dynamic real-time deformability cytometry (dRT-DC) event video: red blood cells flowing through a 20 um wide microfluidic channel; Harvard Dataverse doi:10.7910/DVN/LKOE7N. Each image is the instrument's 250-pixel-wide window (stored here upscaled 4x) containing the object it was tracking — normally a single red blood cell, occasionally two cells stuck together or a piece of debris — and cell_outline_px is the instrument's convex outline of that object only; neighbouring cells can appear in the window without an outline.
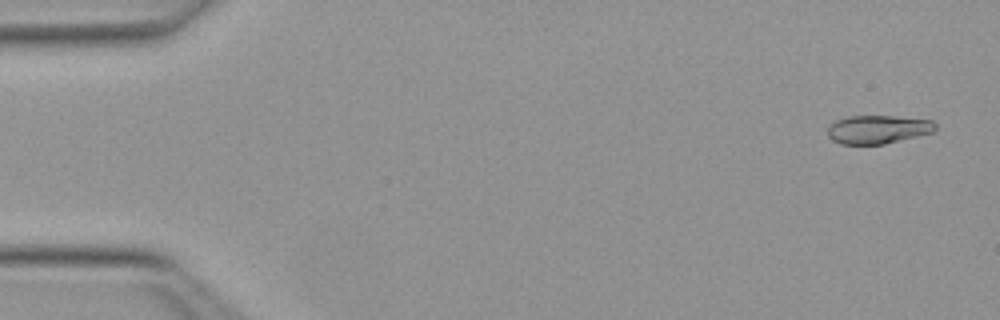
{"species": "Egyptian fruit bat (a non-hibernating species)", "species_latin": "Rousettus aegyptiacus", "temperature_condition": "warm", "stored_images_in_passage": 51, "camera_frame_rate_fps": 3000, "um_per_image_px": 0.085, "animal": {"sex": "female"}, "frame": {"image": 1, "passage_image": 2, "time_ms": 0.333, "image_size_px": [1000, 320], "cell_outline_px": [[936, 128], [932, 132], [884, 144], [840, 144], [832, 140], [828, 136], [828, 128], [836, 120], [848, 116], [892, 116], [932, 120], [936, 124]], "centroid_in_image_um": [74.6, 11.0], "position_along_channel_um": 10.4, "area_um2": 17.69}}
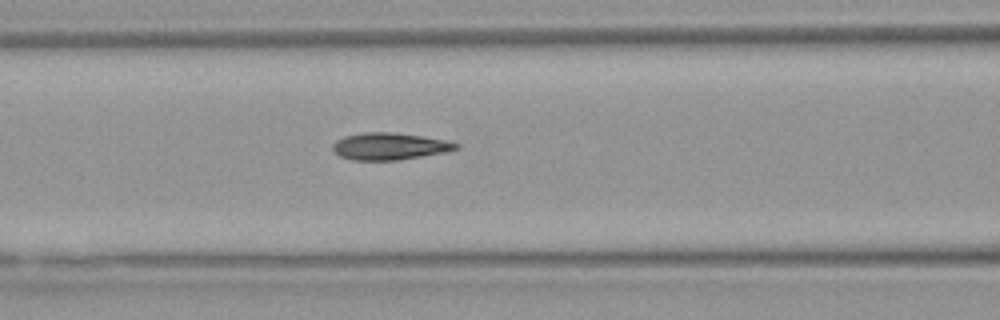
{"frame": {"image": 2, "passage_image": 21, "time_ms": 6.667, "image_size_px": [1000, 320], "cell_outline_px": [[460, 148], [444, 152], [400, 160], [352, 160], [340, 156], [332, 152], [332, 144], [336, 140], [344, 136], [364, 132], [392, 132], [424, 136], [444, 140], [460, 144]], "centroid_in_image_um": [33.08, 12.43], "position_along_channel_um": 133.5, "area_um2": 19.54}}
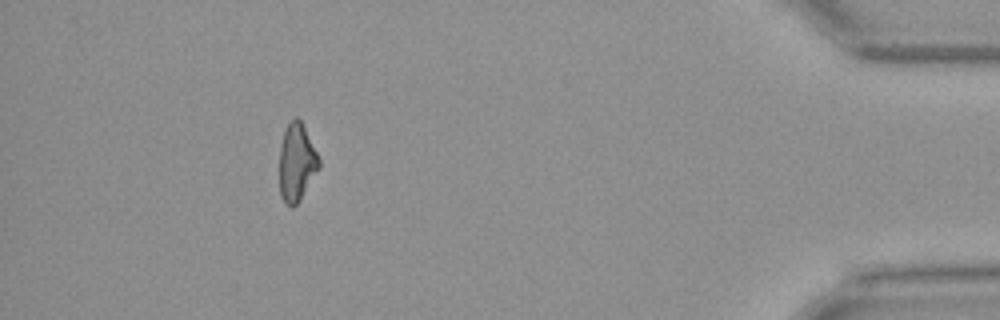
{"frame": {"image": 3, "passage_image": 46, "time_ms": 15.0, "image_size_px": [1000, 320], "cell_outline_px": [[320, 168], [300, 200], [292, 208], [284, 204], [280, 196], [280, 144], [284, 132], [288, 124], [296, 116], [300, 120], [320, 160]], "centroid_in_image_um": [25.21, 13.87], "position_along_channel_um": 410.0, "area_um2": 17.8}, "authors_computed_cell_mechanics": {"area_um2": 18.785, "velocity_mm_per_s": 4.0208, "shape_relaxation_time_tau1_ms": 4.9798, "shape_relaxation_time_tau2_ms": 1.4341, "deformation_change_tau1": 0.1809, "deformation_change_tau2": 0.0776}}